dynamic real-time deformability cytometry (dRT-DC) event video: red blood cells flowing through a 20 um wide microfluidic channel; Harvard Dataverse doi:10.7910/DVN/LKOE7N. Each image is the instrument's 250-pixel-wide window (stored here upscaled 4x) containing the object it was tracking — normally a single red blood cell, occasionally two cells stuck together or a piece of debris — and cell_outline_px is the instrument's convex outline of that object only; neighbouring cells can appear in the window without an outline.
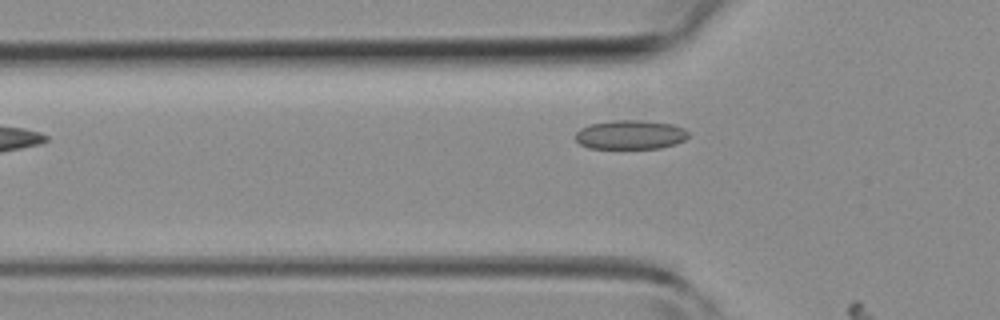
{"species": "common noctule bat (a hibernating species)", "species_latin": "Nyctalus noctula", "temperature_condition": "room temperature", "stored_images_in_passage": 5, "camera_frame_rate_fps": 3000, "um_per_image_px": 0.085, "animal": {"sex": "female", "body_mass_g": 19.3, "forearm_length_mm": 54.1}, "frame": {"image": 1, "passage_image": 4, "time_ms": 4.333, "image_size_px": [1000, 320], "cell_outline_px": [[688, 136], [684, 140], [676, 144], [660, 148], [588, 148], [580, 144], [576, 140], [576, 132], [580, 128], [588, 124], [612, 120], [640, 120], [672, 124], [684, 128], [688, 132]], "centroid_in_image_um": [53.57, 11.44], "position_along_channel_um": 72.2, "area_um2": 19.25}}